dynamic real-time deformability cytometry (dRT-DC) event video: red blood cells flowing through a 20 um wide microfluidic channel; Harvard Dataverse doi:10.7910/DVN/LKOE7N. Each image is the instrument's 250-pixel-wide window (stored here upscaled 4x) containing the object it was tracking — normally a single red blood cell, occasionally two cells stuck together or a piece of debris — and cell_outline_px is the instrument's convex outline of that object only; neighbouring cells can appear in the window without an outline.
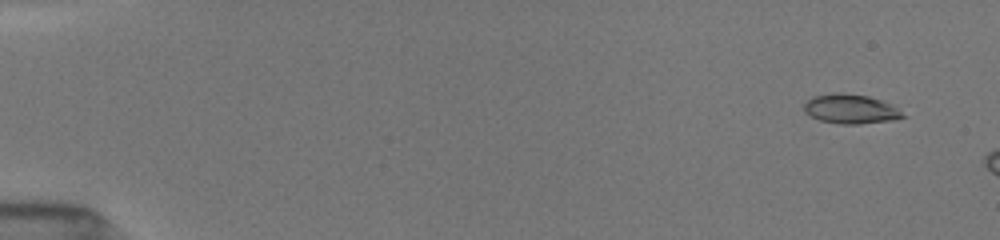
{"species": "common noctule bat (a hibernating species)", "species_latin": "Nyctalus noctula", "temperature_condition": "room temperature", "stored_images_in_passage": 8, "camera_frame_rate_fps": 3000, "um_per_image_px": 0.085, "animal": {"sex": "female", "body_mass_g": 19.5, "forearm_length_mm": 54.1}, "frame": {"image": 1, "passage_image": 3, "time_ms": 0.667, "image_size_px": [1000, 240], "cell_outline_px": [[904, 116], [892, 120], [860, 124], [840, 124], [820, 120], [808, 116], [804, 112], [804, 104], [812, 96], [836, 92], [840, 92], [868, 96], [880, 100], [896, 108]], "centroid_in_image_um": [72.21, 9.26], "position_along_channel_um": 12.8, "area_um2": 16.76}}